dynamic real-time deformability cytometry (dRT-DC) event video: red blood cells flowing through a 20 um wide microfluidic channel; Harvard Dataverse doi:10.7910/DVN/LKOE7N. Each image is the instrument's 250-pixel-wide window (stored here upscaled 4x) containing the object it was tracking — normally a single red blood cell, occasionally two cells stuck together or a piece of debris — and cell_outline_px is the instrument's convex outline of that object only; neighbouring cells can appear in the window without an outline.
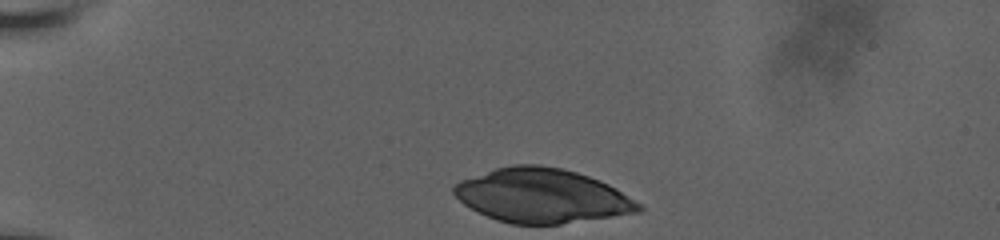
{"species": "human", "species_latin": "Homo sapiens", "temperature_condition": "room temperature", "stored_images_in_passage": 37, "camera_frame_rate_fps": 3000, "um_per_image_px": 0.085, "donor": {"sex": "male"}, "frame": {"image": 1, "passage_image": 1, "time_ms": 0.0, "image_size_px": [1000, 240], "cell_outline_px": [[644, 208], [640, 212], [560, 224], [512, 224], [496, 220], [464, 204], [452, 192], [452, 188], [460, 180], [496, 168], [512, 164], [540, 164], [560, 168], [576, 172], [600, 180], [616, 188], [640, 204]], "centroid_in_image_um": [46.07, 16.63], "position_along_channel_um": 38.9, "area_um2": 57.97}}